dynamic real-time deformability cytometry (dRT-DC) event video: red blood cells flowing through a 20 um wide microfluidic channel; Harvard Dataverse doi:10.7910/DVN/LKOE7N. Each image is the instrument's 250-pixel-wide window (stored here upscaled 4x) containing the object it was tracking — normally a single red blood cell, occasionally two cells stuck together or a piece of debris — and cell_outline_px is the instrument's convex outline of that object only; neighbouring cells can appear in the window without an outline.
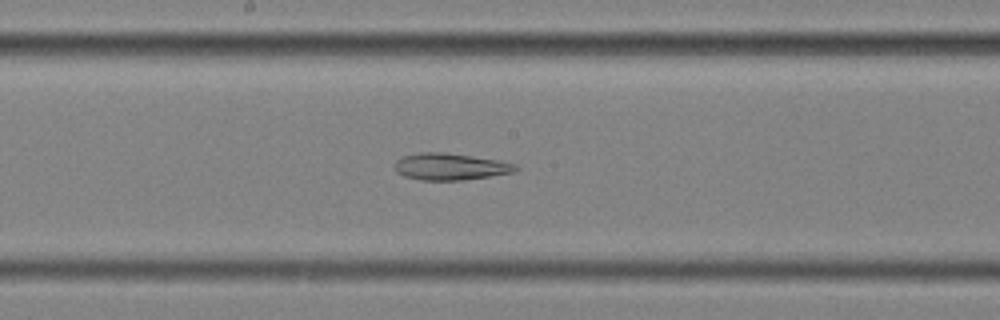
{"species": "common noctule bat (a hibernating species)", "species_latin": "Nyctalus noctula", "temperature_condition": "cold", "stored_images_in_passage": 57, "segment_of_instrument_passage": [2, 2], "camera_frame_rate_fps": 3000, "um_per_image_px": 0.085, "animal": {"sex": "female", "body_mass_g": 25.1}, "frame": {"image": 1, "passage_image": 31, "time_ms": 10.0, "image_size_px": [1000, 320], "cell_outline_px": [[520, 168], [512, 172], [464, 180], [420, 180], [404, 176], [396, 172], [392, 168], [392, 164], [396, 160], [404, 156], [420, 152], [440, 152], [472, 156], [496, 160], [516, 164]], "centroid_in_image_um": [38.2, 14.16], "position_along_channel_um": 210.0, "area_um2": 18.84}}
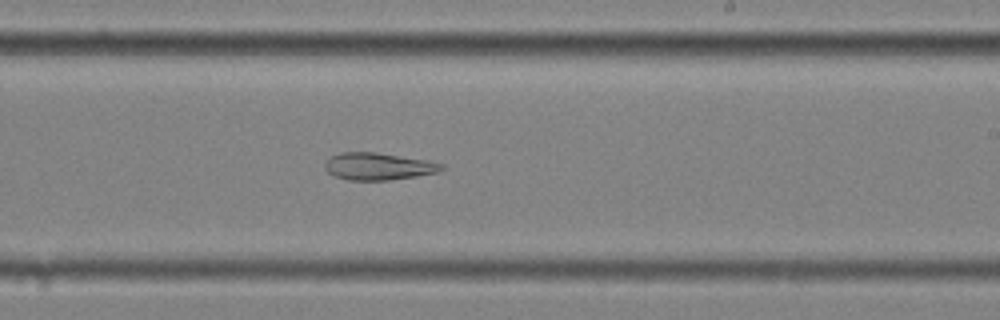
{"frame": {"image": 2, "passage_image": 35, "time_ms": 11.333, "image_size_px": [1000, 320], "cell_outline_px": [[444, 168], [440, 172], [416, 176], [388, 180], [348, 180], [332, 176], [324, 168], [324, 164], [332, 156], [340, 152], [376, 152], [428, 160], [444, 164]], "centroid_in_image_um": [32.16, 14.14], "position_along_channel_um": 256.8, "area_um2": 18.61}}
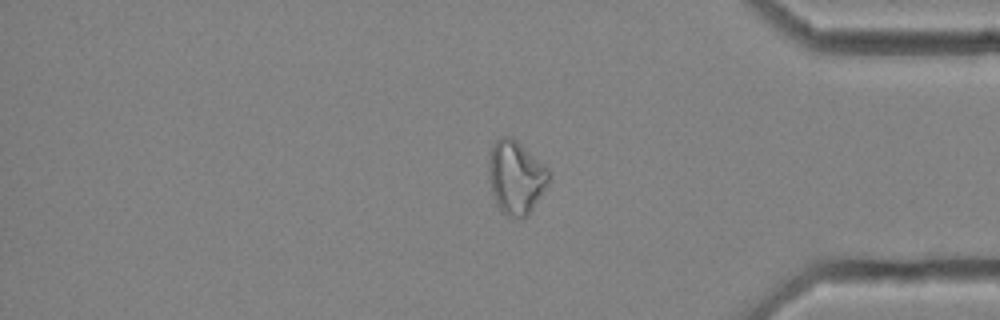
{"frame": {"image": 3, "passage_image": 48, "time_ms": 15.667, "image_size_px": [1000, 320], "cell_outline_px": [[548, 184], [528, 216], [524, 220], [520, 220], [508, 216], [500, 212], [496, 204], [492, 192], [488, 172], [488, 160], [492, 144], [500, 136], [512, 136], [548, 168]], "centroid_in_image_um": [43.82, 15.09], "position_along_channel_um": 391.4, "area_um2": 26.01}}